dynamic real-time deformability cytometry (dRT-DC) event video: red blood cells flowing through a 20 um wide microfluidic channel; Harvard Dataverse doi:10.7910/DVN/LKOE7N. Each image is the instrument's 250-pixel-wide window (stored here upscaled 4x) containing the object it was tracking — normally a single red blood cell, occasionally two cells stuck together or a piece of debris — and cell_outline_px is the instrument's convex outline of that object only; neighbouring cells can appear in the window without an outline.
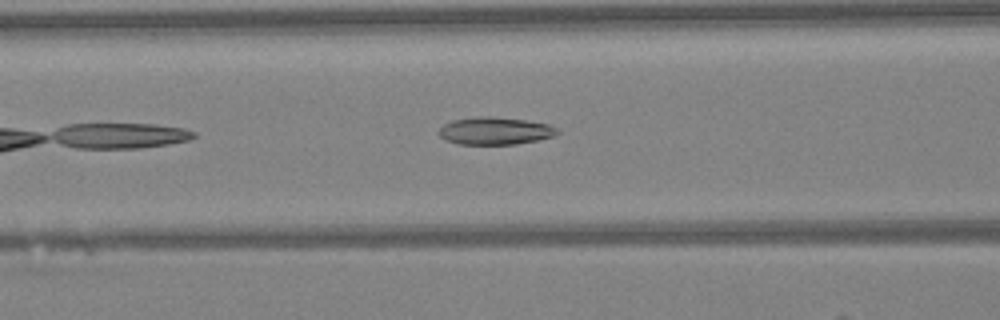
{"species": "Egyptian fruit bat (a non-hibernating species)", "species_latin": "Rousettus aegyptiacus", "temperature_condition": "warm", "stored_images_in_passage": 35, "camera_frame_rate_fps": 3000, "um_per_image_px": 0.085, "animal": {"sex": "female"}, "frame": {"image": 1, "passage_image": 7, "time_ms": 2.0, "image_size_px": [1000, 320], "cell_outline_px": [[560, 132], [552, 136], [536, 140], [516, 144], [460, 144], [444, 140], [440, 136], [440, 128], [444, 124], [452, 120], [476, 116], [492, 116], [524, 120], [548, 124], [556, 128]], "centroid_in_image_um": [42.05, 11.12], "position_along_channel_um": 124.6, "area_um2": 18.84}}
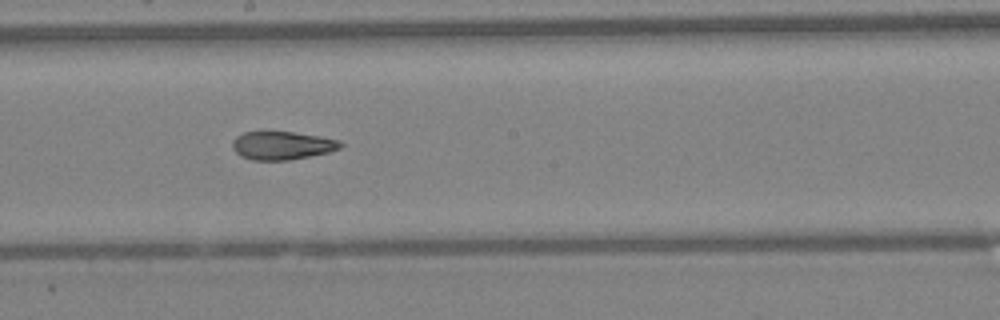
{"frame": {"image": 2, "passage_image": 14, "time_ms": 4.333, "image_size_px": [1000, 320], "cell_outline_px": [[344, 144], [340, 148], [328, 152], [288, 160], [252, 160], [240, 156], [232, 148], [232, 140], [236, 136], [244, 132], [292, 132], [320, 136], [340, 140]], "centroid_in_image_um": [23.96, 12.36], "position_along_channel_um": 224.2, "area_um2": 17.74}}
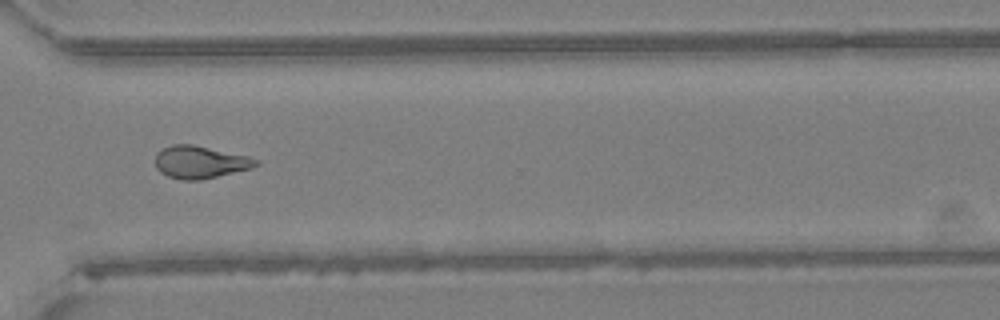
{"frame": {"image": 3, "passage_image": 23, "time_ms": 7.333, "image_size_px": [1000, 320], "cell_outline_px": [[260, 164], [252, 168], [200, 180], [180, 180], [168, 176], [160, 172], [156, 168], [156, 152], [172, 144], [192, 144], [248, 156], [260, 160]], "centroid_in_image_um": [17.01, 13.78], "position_along_channel_um": 353.6, "area_um2": 19.07}, "authors_computed_cell_mechanics": {"area_um2": 18.496, "velocity_mm_per_s": 4.2971, "shape_relaxation_time_tau1_ms": null, "shape_relaxation_time_tau2_ms": 1.9732, "deformation_change_tau1": null, "deformation_change_tau2": 0.0886}}